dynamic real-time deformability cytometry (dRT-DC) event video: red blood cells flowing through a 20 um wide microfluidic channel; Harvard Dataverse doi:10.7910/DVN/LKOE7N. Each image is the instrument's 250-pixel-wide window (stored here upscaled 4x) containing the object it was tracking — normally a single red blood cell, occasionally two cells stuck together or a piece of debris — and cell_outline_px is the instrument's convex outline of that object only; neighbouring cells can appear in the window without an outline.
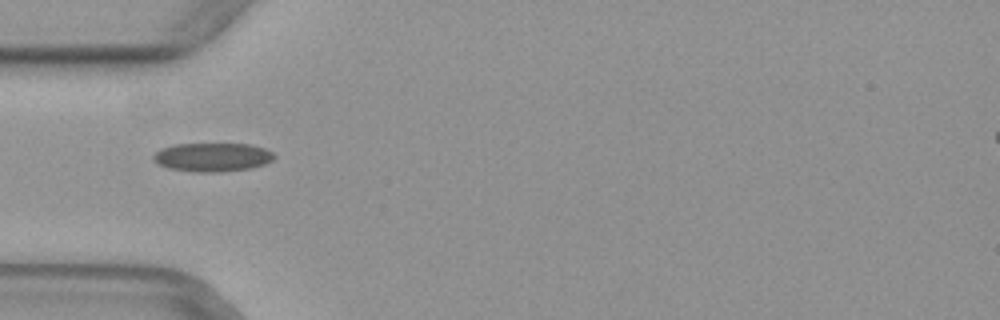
{"species": "common noctule bat (a hibernating species)", "species_latin": "Nyctalus noctula", "temperature_condition": "warm", "stored_images_in_passage": 38, "camera_frame_rate_fps": 3000, "um_per_image_px": 0.085, "animal": {"sex": "female", "body_mass_g": 29.2, "forearm_length_mm": 56.3}, "frame": {"image": 1, "passage_image": 3, "time_ms": 0.667, "image_size_px": [1000, 320], "cell_outline_px": [[276, 156], [272, 160], [264, 164], [252, 168], [220, 172], [196, 172], [168, 168], [160, 164], [152, 156], [160, 148], [172, 144], [252, 144], [264, 148], [272, 152]], "centroid_in_image_um": [18.08, 13.35], "position_along_channel_um": 66.9, "area_um2": 20.23}}
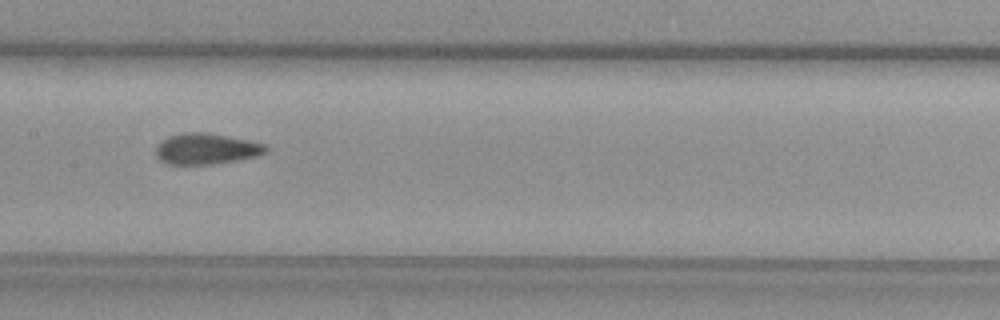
{"frame": {"image": 2, "passage_image": 12, "time_ms": 3.667, "image_size_px": [1000, 320], "cell_outline_px": [[268, 148], [264, 152], [256, 156], [236, 160], [212, 164], [168, 164], [160, 160], [156, 156], [156, 148], [168, 136], [180, 132], [208, 132], [264, 144]], "centroid_in_image_um": [17.49, 12.64], "position_along_channel_um": 189.9, "area_um2": 19.54}}
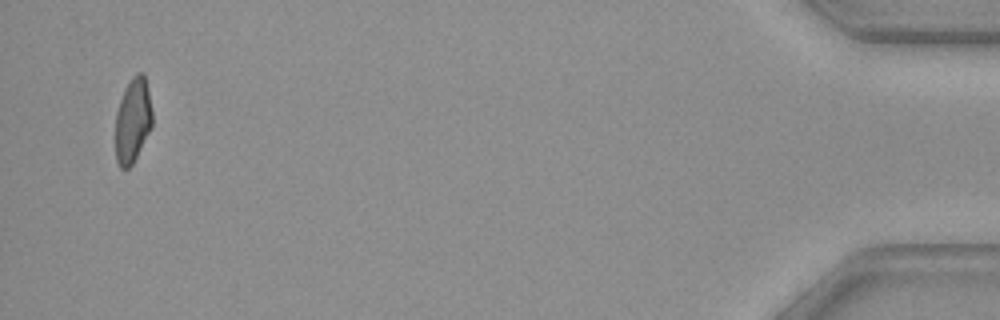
{"frame": {"image": 3, "passage_image": 36, "time_ms": 11.667, "image_size_px": [1000, 320], "cell_outline_px": [[152, 128], [132, 164], [128, 168], [120, 168], [116, 160], [116, 112], [124, 88], [132, 76], [136, 72], [144, 72], [152, 112]], "centroid_in_image_um": [11.29, 10.21], "position_along_channel_um": 423.9, "area_um2": 18.21}}